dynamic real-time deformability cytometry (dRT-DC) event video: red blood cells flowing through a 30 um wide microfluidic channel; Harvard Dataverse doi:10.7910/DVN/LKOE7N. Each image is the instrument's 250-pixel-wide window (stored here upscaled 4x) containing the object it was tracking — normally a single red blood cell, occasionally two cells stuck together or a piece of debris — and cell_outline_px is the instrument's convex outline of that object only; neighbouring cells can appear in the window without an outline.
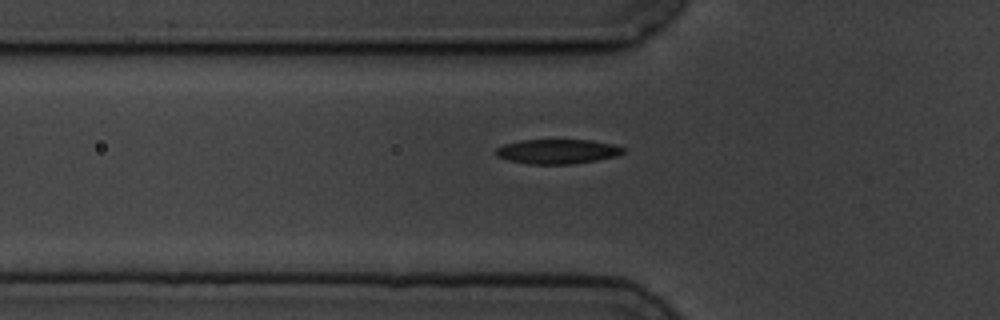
{"species": "common noctule bat (a hibernating species)", "species_latin": "Nyctalus noctula", "temperature_condition": "cold", "stored_images_in_passage": 3, "camera_frame_rate_fps": 3000, "um_per_image_px": 0.085, "animal": {"sex": "male", "body_mass_g": 19.5, "forearm_length_mm": 54.6}, "frame": {"image": 1, "passage_image": 3, "time_ms": 2.333, "image_size_px": [1000, 320], "cell_outline_px": [[624, 152], [616, 156], [596, 160], [572, 164], [528, 164], [508, 160], [496, 156], [492, 152], [496, 148], [504, 144], [524, 140], [592, 140], [612, 144], [624, 148]], "centroid_in_image_um": [47.33, 12.88], "position_along_channel_um": 78.5, "area_um2": 18.26}}